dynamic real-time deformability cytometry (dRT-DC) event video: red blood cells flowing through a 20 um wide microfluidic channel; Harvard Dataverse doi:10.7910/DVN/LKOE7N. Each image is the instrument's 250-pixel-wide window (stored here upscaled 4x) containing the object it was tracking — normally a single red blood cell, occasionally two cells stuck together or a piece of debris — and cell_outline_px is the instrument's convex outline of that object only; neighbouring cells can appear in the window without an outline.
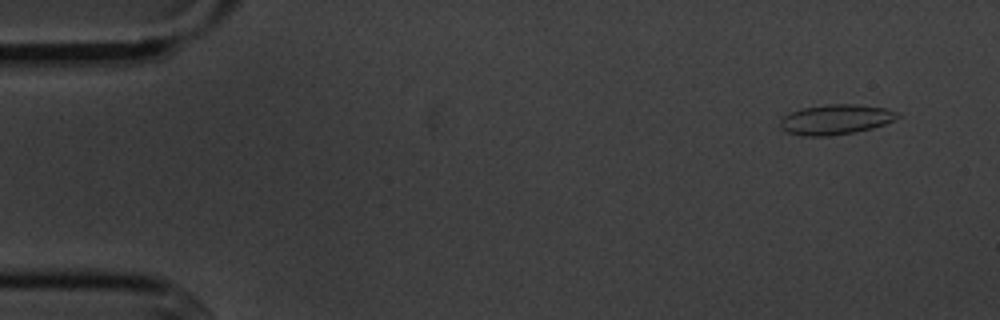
{"species": "common noctule bat (a hibernating species)", "species_latin": "Nyctalus noctula", "temperature_condition": "cold", "stored_images_in_passage": 4, "camera_frame_rate_fps": 3000, "um_per_image_px": 0.085, "animal": {"sex": "male", "body_mass_g": 20.1, "forearm_length_mm": 53.5}, "frame": {"image": 1, "passage_image": 1, "time_ms": 0.0, "image_size_px": [1000, 320], "cell_outline_px": [[900, 116], [884, 124], [872, 128], [856, 132], [828, 136], [804, 136], [788, 132], [780, 128], [780, 120], [784, 116], [800, 108], [828, 104], [856, 104], [884, 108], [896, 112]], "centroid_in_image_um": [71.0, 10.16], "position_along_channel_um": 14.0, "area_um2": 20.4}}